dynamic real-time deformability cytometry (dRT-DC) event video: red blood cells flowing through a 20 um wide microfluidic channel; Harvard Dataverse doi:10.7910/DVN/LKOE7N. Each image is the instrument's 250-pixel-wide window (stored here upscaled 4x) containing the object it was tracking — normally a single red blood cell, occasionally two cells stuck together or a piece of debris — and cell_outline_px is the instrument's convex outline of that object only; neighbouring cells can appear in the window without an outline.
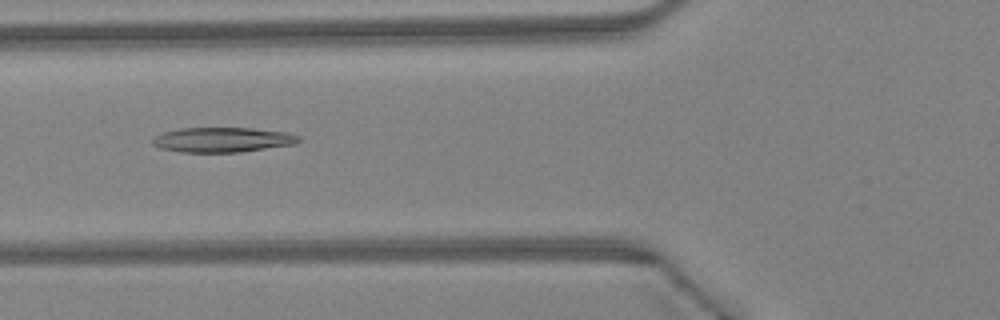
{"species": "Egyptian fruit bat (a non-hibernating species)", "species_latin": "Rousettus aegyptiacus", "temperature_condition": "warm", "stored_images_in_passage": 38, "camera_frame_rate_fps": 3000, "um_per_image_px": 0.085, "animal": {"sex": "female"}, "frame": {"image": 1, "passage_image": 17, "time_ms": 5.333, "image_size_px": [1000, 320], "cell_outline_px": [[300, 140], [296, 144], [240, 152], [180, 152], [160, 148], [152, 144], [152, 140], [156, 136], [164, 132], [180, 128], [252, 128], [288, 132], [300, 136]], "centroid_in_image_um": [18.94, 11.88], "position_along_channel_um": 106.9, "area_um2": 21.21}}
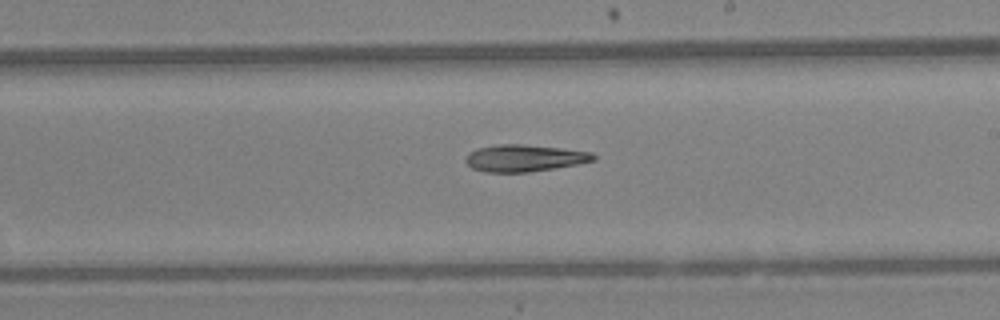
{"frame": {"image": 2, "passage_image": 26, "time_ms": 8.333, "image_size_px": [1000, 320], "cell_outline_px": [[596, 160], [580, 164], [528, 172], [484, 172], [472, 168], [464, 160], [468, 152], [476, 148], [500, 144], [520, 144], [560, 148], [592, 152], [596, 156]], "centroid_in_image_um": [44.57, 13.44], "position_along_channel_um": 244.4, "area_um2": 20.11}}
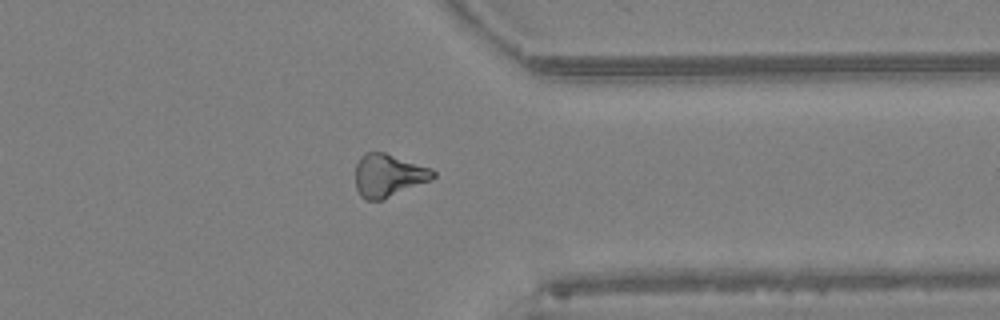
{"frame": {"image": 3, "passage_image": 35, "time_ms": 11.333, "image_size_px": [1000, 320], "cell_outline_px": [[436, 176], [432, 180], [384, 200], [364, 200], [360, 196], [356, 188], [356, 164], [360, 156], [364, 152], [384, 152], [432, 168], [436, 172]], "centroid_in_image_um": [33.03, 14.92], "position_along_channel_um": 378.4, "area_um2": 19.77}, "authors_computed_cell_mechanics": {"area_um2": 20.8369, "velocity_mm_per_s": 4.6231, "shape_relaxation_time_tau1_ms": 7.6022, "shape_relaxation_time_tau2_ms": null, "deformation_change_tau1": 0.1546, "deformation_change_tau2": null}}